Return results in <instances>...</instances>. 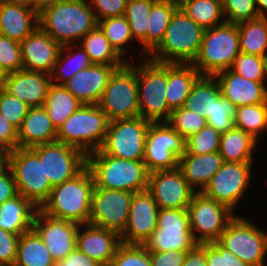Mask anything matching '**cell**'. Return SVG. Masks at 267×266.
<instances>
[{
	"label": "cell",
	"mask_w": 267,
	"mask_h": 266,
	"mask_svg": "<svg viewBox=\"0 0 267 266\" xmlns=\"http://www.w3.org/2000/svg\"><path fill=\"white\" fill-rule=\"evenodd\" d=\"M257 140L237 127L221 133L219 154L224 162L252 163V150Z\"/></svg>",
	"instance_id": "obj_31"
},
{
	"label": "cell",
	"mask_w": 267,
	"mask_h": 266,
	"mask_svg": "<svg viewBox=\"0 0 267 266\" xmlns=\"http://www.w3.org/2000/svg\"><path fill=\"white\" fill-rule=\"evenodd\" d=\"M214 80V76H200L194 83L183 107L205 118L210 116L214 101L222 95L218 81Z\"/></svg>",
	"instance_id": "obj_33"
},
{
	"label": "cell",
	"mask_w": 267,
	"mask_h": 266,
	"mask_svg": "<svg viewBox=\"0 0 267 266\" xmlns=\"http://www.w3.org/2000/svg\"><path fill=\"white\" fill-rule=\"evenodd\" d=\"M178 2L179 8L204 29L226 23V20L218 22L222 15L224 16L222 0H178Z\"/></svg>",
	"instance_id": "obj_38"
},
{
	"label": "cell",
	"mask_w": 267,
	"mask_h": 266,
	"mask_svg": "<svg viewBox=\"0 0 267 266\" xmlns=\"http://www.w3.org/2000/svg\"><path fill=\"white\" fill-rule=\"evenodd\" d=\"M69 47H70V49H69ZM67 48H68V50L72 51V53L69 52V54L65 55L64 59H62V55H63L62 53ZM72 48H73V45H71V44H70V46L69 45L62 46L61 51H60L59 56H58V59L56 60V63L54 65V69L50 75L52 81H53V78H56L57 81L58 80L60 81V83H58V85H63L66 81H68L70 78H72L74 76V74H76L80 70L88 68L89 66H91L93 64L89 58V55L86 53V51L83 48L79 52L77 51L76 53L73 52L74 49L71 50ZM65 64H67L68 67L66 66V68H65V66H64ZM54 74H56V75H54ZM54 76H56V77H54Z\"/></svg>",
	"instance_id": "obj_40"
},
{
	"label": "cell",
	"mask_w": 267,
	"mask_h": 266,
	"mask_svg": "<svg viewBox=\"0 0 267 266\" xmlns=\"http://www.w3.org/2000/svg\"><path fill=\"white\" fill-rule=\"evenodd\" d=\"M17 195H18V190L13 173L7 166L0 173V205L5 201L14 198Z\"/></svg>",
	"instance_id": "obj_55"
},
{
	"label": "cell",
	"mask_w": 267,
	"mask_h": 266,
	"mask_svg": "<svg viewBox=\"0 0 267 266\" xmlns=\"http://www.w3.org/2000/svg\"><path fill=\"white\" fill-rule=\"evenodd\" d=\"M151 122L141 116L109 122L101 150L127 160H143L146 134Z\"/></svg>",
	"instance_id": "obj_13"
},
{
	"label": "cell",
	"mask_w": 267,
	"mask_h": 266,
	"mask_svg": "<svg viewBox=\"0 0 267 266\" xmlns=\"http://www.w3.org/2000/svg\"><path fill=\"white\" fill-rule=\"evenodd\" d=\"M225 205L197 191L188 206L192 237L197 244L218 241L228 223L235 217ZM196 231L200 232L197 237Z\"/></svg>",
	"instance_id": "obj_14"
},
{
	"label": "cell",
	"mask_w": 267,
	"mask_h": 266,
	"mask_svg": "<svg viewBox=\"0 0 267 266\" xmlns=\"http://www.w3.org/2000/svg\"><path fill=\"white\" fill-rule=\"evenodd\" d=\"M79 226L83 227V225L48 216L38 209L32 228L41 237L52 258L58 261L64 259L76 248Z\"/></svg>",
	"instance_id": "obj_20"
},
{
	"label": "cell",
	"mask_w": 267,
	"mask_h": 266,
	"mask_svg": "<svg viewBox=\"0 0 267 266\" xmlns=\"http://www.w3.org/2000/svg\"><path fill=\"white\" fill-rule=\"evenodd\" d=\"M29 108L30 107L22 100L9 94L3 88L0 89V113L17 130L22 125Z\"/></svg>",
	"instance_id": "obj_48"
},
{
	"label": "cell",
	"mask_w": 267,
	"mask_h": 266,
	"mask_svg": "<svg viewBox=\"0 0 267 266\" xmlns=\"http://www.w3.org/2000/svg\"><path fill=\"white\" fill-rule=\"evenodd\" d=\"M57 130L44 106L29 108L18 129V147L32 148L56 142Z\"/></svg>",
	"instance_id": "obj_27"
},
{
	"label": "cell",
	"mask_w": 267,
	"mask_h": 266,
	"mask_svg": "<svg viewBox=\"0 0 267 266\" xmlns=\"http://www.w3.org/2000/svg\"><path fill=\"white\" fill-rule=\"evenodd\" d=\"M218 242L249 266H265L267 232L248 220L235 215Z\"/></svg>",
	"instance_id": "obj_12"
},
{
	"label": "cell",
	"mask_w": 267,
	"mask_h": 266,
	"mask_svg": "<svg viewBox=\"0 0 267 266\" xmlns=\"http://www.w3.org/2000/svg\"><path fill=\"white\" fill-rule=\"evenodd\" d=\"M182 266H207L206 243L197 244L191 251H188Z\"/></svg>",
	"instance_id": "obj_58"
},
{
	"label": "cell",
	"mask_w": 267,
	"mask_h": 266,
	"mask_svg": "<svg viewBox=\"0 0 267 266\" xmlns=\"http://www.w3.org/2000/svg\"><path fill=\"white\" fill-rule=\"evenodd\" d=\"M109 122L98 104H83L58 128L56 142L77 148L88 155L101 149Z\"/></svg>",
	"instance_id": "obj_4"
},
{
	"label": "cell",
	"mask_w": 267,
	"mask_h": 266,
	"mask_svg": "<svg viewBox=\"0 0 267 266\" xmlns=\"http://www.w3.org/2000/svg\"><path fill=\"white\" fill-rule=\"evenodd\" d=\"M86 0H49L39 11V26L61 46L83 38L98 25Z\"/></svg>",
	"instance_id": "obj_1"
},
{
	"label": "cell",
	"mask_w": 267,
	"mask_h": 266,
	"mask_svg": "<svg viewBox=\"0 0 267 266\" xmlns=\"http://www.w3.org/2000/svg\"><path fill=\"white\" fill-rule=\"evenodd\" d=\"M8 166V163H0V173Z\"/></svg>",
	"instance_id": "obj_64"
},
{
	"label": "cell",
	"mask_w": 267,
	"mask_h": 266,
	"mask_svg": "<svg viewBox=\"0 0 267 266\" xmlns=\"http://www.w3.org/2000/svg\"><path fill=\"white\" fill-rule=\"evenodd\" d=\"M205 29L178 8L164 33L162 42L152 51L151 60L159 63H193Z\"/></svg>",
	"instance_id": "obj_5"
},
{
	"label": "cell",
	"mask_w": 267,
	"mask_h": 266,
	"mask_svg": "<svg viewBox=\"0 0 267 266\" xmlns=\"http://www.w3.org/2000/svg\"><path fill=\"white\" fill-rule=\"evenodd\" d=\"M258 16L259 17H264L267 13V0H254Z\"/></svg>",
	"instance_id": "obj_60"
},
{
	"label": "cell",
	"mask_w": 267,
	"mask_h": 266,
	"mask_svg": "<svg viewBox=\"0 0 267 266\" xmlns=\"http://www.w3.org/2000/svg\"><path fill=\"white\" fill-rule=\"evenodd\" d=\"M0 143L9 151L18 147V130L0 113Z\"/></svg>",
	"instance_id": "obj_56"
},
{
	"label": "cell",
	"mask_w": 267,
	"mask_h": 266,
	"mask_svg": "<svg viewBox=\"0 0 267 266\" xmlns=\"http://www.w3.org/2000/svg\"><path fill=\"white\" fill-rule=\"evenodd\" d=\"M224 160L219 152L202 155L183 154L179 158L178 168L187 183L193 188L199 186L202 192L213 175L221 168Z\"/></svg>",
	"instance_id": "obj_28"
},
{
	"label": "cell",
	"mask_w": 267,
	"mask_h": 266,
	"mask_svg": "<svg viewBox=\"0 0 267 266\" xmlns=\"http://www.w3.org/2000/svg\"><path fill=\"white\" fill-rule=\"evenodd\" d=\"M234 127L251 134L256 140L267 129V103L237 107Z\"/></svg>",
	"instance_id": "obj_41"
},
{
	"label": "cell",
	"mask_w": 267,
	"mask_h": 266,
	"mask_svg": "<svg viewBox=\"0 0 267 266\" xmlns=\"http://www.w3.org/2000/svg\"><path fill=\"white\" fill-rule=\"evenodd\" d=\"M54 266H102L95 260L81 252L77 247L65 256L64 259L55 261Z\"/></svg>",
	"instance_id": "obj_57"
},
{
	"label": "cell",
	"mask_w": 267,
	"mask_h": 266,
	"mask_svg": "<svg viewBox=\"0 0 267 266\" xmlns=\"http://www.w3.org/2000/svg\"><path fill=\"white\" fill-rule=\"evenodd\" d=\"M8 74V72H6L2 67H0V89L4 88Z\"/></svg>",
	"instance_id": "obj_62"
},
{
	"label": "cell",
	"mask_w": 267,
	"mask_h": 266,
	"mask_svg": "<svg viewBox=\"0 0 267 266\" xmlns=\"http://www.w3.org/2000/svg\"><path fill=\"white\" fill-rule=\"evenodd\" d=\"M157 0H128L124 16L130 25L132 37L144 44L143 53L147 55L148 16Z\"/></svg>",
	"instance_id": "obj_39"
},
{
	"label": "cell",
	"mask_w": 267,
	"mask_h": 266,
	"mask_svg": "<svg viewBox=\"0 0 267 266\" xmlns=\"http://www.w3.org/2000/svg\"><path fill=\"white\" fill-rule=\"evenodd\" d=\"M239 53L238 26L226 22L205 29L199 53L192 64L201 76H215L231 69Z\"/></svg>",
	"instance_id": "obj_6"
},
{
	"label": "cell",
	"mask_w": 267,
	"mask_h": 266,
	"mask_svg": "<svg viewBox=\"0 0 267 266\" xmlns=\"http://www.w3.org/2000/svg\"><path fill=\"white\" fill-rule=\"evenodd\" d=\"M217 78L222 95L236 107L267 103V88L264 81H252L231 69L219 72Z\"/></svg>",
	"instance_id": "obj_25"
},
{
	"label": "cell",
	"mask_w": 267,
	"mask_h": 266,
	"mask_svg": "<svg viewBox=\"0 0 267 266\" xmlns=\"http://www.w3.org/2000/svg\"><path fill=\"white\" fill-rule=\"evenodd\" d=\"M51 84L50 75L21 69L8 74L3 89L32 108L44 105Z\"/></svg>",
	"instance_id": "obj_23"
},
{
	"label": "cell",
	"mask_w": 267,
	"mask_h": 266,
	"mask_svg": "<svg viewBox=\"0 0 267 266\" xmlns=\"http://www.w3.org/2000/svg\"><path fill=\"white\" fill-rule=\"evenodd\" d=\"M97 188L132 193L147 190L149 172L143 160H127L105 154L101 149L86 156Z\"/></svg>",
	"instance_id": "obj_3"
},
{
	"label": "cell",
	"mask_w": 267,
	"mask_h": 266,
	"mask_svg": "<svg viewBox=\"0 0 267 266\" xmlns=\"http://www.w3.org/2000/svg\"><path fill=\"white\" fill-rule=\"evenodd\" d=\"M264 79L267 76V53L262 57Z\"/></svg>",
	"instance_id": "obj_63"
},
{
	"label": "cell",
	"mask_w": 267,
	"mask_h": 266,
	"mask_svg": "<svg viewBox=\"0 0 267 266\" xmlns=\"http://www.w3.org/2000/svg\"><path fill=\"white\" fill-rule=\"evenodd\" d=\"M23 69L51 75L62 46L38 26L22 42Z\"/></svg>",
	"instance_id": "obj_21"
},
{
	"label": "cell",
	"mask_w": 267,
	"mask_h": 266,
	"mask_svg": "<svg viewBox=\"0 0 267 266\" xmlns=\"http://www.w3.org/2000/svg\"><path fill=\"white\" fill-rule=\"evenodd\" d=\"M82 105L83 103L74 97L64 85H58L52 81L43 106L53 126L58 130L62 123Z\"/></svg>",
	"instance_id": "obj_34"
},
{
	"label": "cell",
	"mask_w": 267,
	"mask_h": 266,
	"mask_svg": "<svg viewBox=\"0 0 267 266\" xmlns=\"http://www.w3.org/2000/svg\"><path fill=\"white\" fill-rule=\"evenodd\" d=\"M179 8L178 0H157L148 16L147 28V53L152 51L162 42L164 33L171 22L175 11Z\"/></svg>",
	"instance_id": "obj_35"
},
{
	"label": "cell",
	"mask_w": 267,
	"mask_h": 266,
	"mask_svg": "<svg viewBox=\"0 0 267 266\" xmlns=\"http://www.w3.org/2000/svg\"><path fill=\"white\" fill-rule=\"evenodd\" d=\"M81 47L89 55L93 64L98 65H125L127 60L121 59V55L110 44L103 31L97 25L83 38Z\"/></svg>",
	"instance_id": "obj_36"
},
{
	"label": "cell",
	"mask_w": 267,
	"mask_h": 266,
	"mask_svg": "<svg viewBox=\"0 0 267 266\" xmlns=\"http://www.w3.org/2000/svg\"><path fill=\"white\" fill-rule=\"evenodd\" d=\"M9 150L0 143V163H8Z\"/></svg>",
	"instance_id": "obj_61"
},
{
	"label": "cell",
	"mask_w": 267,
	"mask_h": 266,
	"mask_svg": "<svg viewBox=\"0 0 267 266\" xmlns=\"http://www.w3.org/2000/svg\"><path fill=\"white\" fill-rule=\"evenodd\" d=\"M55 260L41 237L32 228L20 235L14 266H54Z\"/></svg>",
	"instance_id": "obj_32"
},
{
	"label": "cell",
	"mask_w": 267,
	"mask_h": 266,
	"mask_svg": "<svg viewBox=\"0 0 267 266\" xmlns=\"http://www.w3.org/2000/svg\"><path fill=\"white\" fill-rule=\"evenodd\" d=\"M133 194L129 191L94 187L89 224L121 235L128 222Z\"/></svg>",
	"instance_id": "obj_15"
},
{
	"label": "cell",
	"mask_w": 267,
	"mask_h": 266,
	"mask_svg": "<svg viewBox=\"0 0 267 266\" xmlns=\"http://www.w3.org/2000/svg\"><path fill=\"white\" fill-rule=\"evenodd\" d=\"M240 52L263 57L267 53V15L237 24Z\"/></svg>",
	"instance_id": "obj_37"
},
{
	"label": "cell",
	"mask_w": 267,
	"mask_h": 266,
	"mask_svg": "<svg viewBox=\"0 0 267 266\" xmlns=\"http://www.w3.org/2000/svg\"><path fill=\"white\" fill-rule=\"evenodd\" d=\"M0 67L8 73L23 69L21 43L1 34Z\"/></svg>",
	"instance_id": "obj_47"
},
{
	"label": "cell",
	"mask_w": 267,
	"mask_h": 266,
	"mask_svg": "<svg viewBox=\"0 0 267 266\" xmlns=\"http://www.w3.org/2000/svg\"><path fill=\"white\" fill-rule=\"evenodd\" d=\"M237 107L223 95L214 101V107L210 116L206 118L207 124L216 129L219 133H224L234 127Z\"/></svg>",
	"instance_id": "obj_45"
},
{
	"label": "cell",
	"mask_w": 267,
	"mask_h": 266,
	"mask_svg": "<svg viewBox=\"0 0 267 266\" xmlns=\"http://www.w3.org/2000/svg\"><path fill=\"white\" fill-rule=\"evenodd\" d=\"M224 14L228 15L226 22L239 24L258 18L254 0H222Z\"/></svg>",
	"instance_id": "obj_49"
},
{
	"label": "cell",
	"mask_w": 267,
	"mask_h": 266,
	"mask_svg": "<svg viewBox=\"0 0 267 266\" xmlns=\"http://www.w3.org/2000/svg\"><path fill=\"white\" fill-rule=\"evenodd\" d=\"M8 167L13 173L18 194L40 209L49 198L53 186L45 176L39 156L31 148L17 147L9 151Z\"/></svg>",
	"instance_id": "obj_8"
},
{
	"label": "cell",
	"mask_w": 267,
	"mask_h": 266,
	"mask_svg": "<svg viewBox=\"0 0 267 266\" xmlns=\"http://www.w3.org/2000/svg\"><path fill=\"white\" fill-rule=\"evenodd\" d=\"M149 60L137 68L140 116L150 122H166L171 112L165 97L167 63Z\"/></svg>",
	"instance_id": "obj_9"
},
{
	"label": "cell",
	"mask_w": 267,
	"mask_h": 266,
	"mask_svg": "<svg viewBox=\"0 0 267 266\" xmlns=\"http://www.w3.org/2000/svg\"><path fill=\"white\" fill-rule=\"evenodd\" d=\"M159 207L148 190L133 194L129 218L120 235L124 244L143 245L157 228Z\"/></svg>",
	"instance_id": "obj_19"
},
{
	"label": "cell",
	"mask_w": 267,
	"mask_h": 266,
	"mask_svg": "<svg viewBox=\"0 0 267 266\" xmlns=\"http://www.w3.org/2000/svg\"><path fill=\"white\" fill-rule=\"evenodd\" d=\"M221 133L206 124L199 132L185 139V153L202 155L219 151Z\"/></svg>",
	"instance_id": "obj_43"
},
{
	"label": "cell",
	"mask_w": 267,
	"mask_h": 266,
	"mask_svg": "<svg viewBox=\"0 0 267 266\" xmlns=\"http://www.w3.org/2000/svg\"><path fill=\"white\" fill-rule=\"evenodd\" d=\"M38 26L39 12L37 10L6 0H0L1 35L21 43Z\"/></svg>",
	"instance_id": "obj_26"
},
{
	"label": "cell",
	"mask_w": 267,
	"mask_h": 266,
	"mask_svg": "<svg viewBox=\"0 0 267 266\" xmlns=\"http://www.w3.org/2000/svg\"><path fill=\"white\" fill-rule=\"evenodd\" d=\"M81 233L77 230L76 247L102 266H109L118 247L122 244L121 236L114 231L107 230L89 223Z\"/></svg>",
	"instance_id": "obj_24"
},
{
	"label": "cell",
	"mask_w": 267,
	"mask_h": 266,
	"mask_svg": "<svg viewBox=\"0 0 267 266\" xmlns=\"http://www.w3.org/2000/svg\"><path fill=\"white\" fill-rule=\"evenodd\" d=\"M19 237L20 235L0 228V264L3 266H14Z\"/></svg>",
	"instance_id": "obj_52"
},
{
	"label": "cell",
	"mask_w": 267,
	"mask_h": 266,
	"mask_svg": "<svg viewBox=\"0 0 267 266\" xmlns=\"http://www.w3.org/2000/svg\"><path fill=\"white\" fill-rule=\"evenodd\" d=\"M6 1L31 7L37 10L38 12L40 11L41 6L43 5V2L41 0H6Z\"/></svg>",
	"instance_id": "obj_59"
},
{
	"label": "cell",
	"mask_w": 267,
	"mask_h": 266,
	"mask_svg": "<svg viewBox=\"0 0 267 266\" xmlns=\"http://www.w3.org/2000/svg\"><path fill=\"white\" fill-rule=\"evenodd\" d=\"M126 63L111 75L98 103L109 121L140 116L137 85V66Z\"/></svg>",
	"instance_id": "obj_7"
},
{
	"label": "cell",
	"mask_w": 267,
	"mask_h": 266,
	"mask_svg": "<svg viewBox=\"0 0 267 266\" xmlns=\"http://www.w3.org/2000/svg\"><path fill=\"white\" fill-rule=\"evenodd\" d=\"M185 153V139L167 122H151L145 141L143 162L149 173L178 168Z\"/></svg>",
	"instance_id": "obj_10"
},
{
	"label": "cell",
	"mask_w": 267,
	"mask_h": 266,
	"mask_svg": "<svg viewBox=\"0 0 267 266\" xmlns=\"http://www.w3.org/2000/svg\"><path fill=\"white\" fill-rule=\"evenodd\" d=\"M252 163L224 162L202 193L231 211L248 188Z\"/></svg>",
	"instance_id": "obj_17"
},
{
	"label": "cell",
	"mask_w": 267,
	"mask_h": 266,
	"mask_svg": "<svg viewBox=\"0 0 267 266\" xmlns=\"http://www.w3.org/2000/svg\"><path fill=\"white\" fill-rule=\"evenodd\" d=\"M31 149L39 156L45 176L53 187L74 178L86 167L87 155L60 142L41 144Z\"/></svg>",
	"instance_id": "obj_16"
},
{
	"label": "cell",
	"mask_w": 267,
	"mask_h": 266,
	"mask_svg": "<svg viewBox=\"0 0 267 266\" xmlns=\"http://www.w3.org/2000/svg\"><path fill=\"white\" fill-rule=\"evenodd\" d=\"M166 122L184 139L199 132L207 124L205 117L184 107L172 110Z\"/></svg>",
	"instance_id": "obj_44"
},
{
	"label": "cell",
	"mask_w": 267,
	"mask_h": 266,
	"mask_svg": "<svg viewBox=\"0 0 267 266\" xmlns=\"http://www.w3.org/2000/svg\"><path fill=\"white\" fill-rule=\"evenodd\" d=\"M98 26L103 31L110 44L122 56L123 45L133 39L130 25L126 17H109L98 21Z\"/></svg>",
	"instance_id": "obj_42"
},
{
	"label": "cell",
	"mask_w": 267,
	"mask_h": 266,
	"mask_svg": "<svg viewBox=\"0 0 267 266\" xmlns=\"http://www.w3.org/2000/svg\"><path fill=\"white\" fill-rule=\"evenodd\" d=\"M94 180L87 167L74 178L52 188L40 210L48 216L73 222L89 223Z\"/></svg>",
	"instance_id": "obj_2"
},
{
	"label": "cell",
	"mask_w": 267,
	"mask_h": 266,
	"mask_svg": "<svg viewBox=\"0 0 267 266\" xmlns=\"http://www.w3.org/2000/svg\"><path fill=\"white\" fill-rule=\"evenodd\" d=\"M128 0H91L90 6H96L95 17L97 21L109 18L123 16L126 11Z\"/></svg>",
	"instance_id": "obj_53"
},
{
	"label": "cell",
	"mask_w": 267,
	"mask_h": 266,
	"mask_svg": "<svg viewBox=\"0 0 267 266\" xmlns=\"http://www.w3.org/2000/svg\"><path fill=\"white\" fill-rule=\"evenodd\" d=\"M196 245L191 233L188 209H159L157 228L143 244L149 252H188Z\"/></svg>",
	"instance_id": "obj_11"
},
{
	"label": "cell",
	"mask_w": 267,
	"mask_h": 266,
	"mask_svg": "<svg viewBox=\"0 0 267 266\" xmlns=\"http://www.w3.org/2000/svg\"><path fill=\"white\" fill-rule=\"evenodd\" d=\"M236 74L252 81H264L262 57L240 52L231 67Z\"/></svg>",
	"instance_id": "obj_50"
},
{
	"label": "cell",
	"mask_w": 267,
	"mask_h": 266,
	"mask_svg": "<svg viewBox=\"0 0 267 266\" xmlns=\"http://www.w3.org/2000/svg\"><path fill=\"white\" fill-rule=\"evenodd\" d=\"M200 76L192 63H167L165 97L171 111L184 106L194 83Z\"/></svg>",
	"instance_id": "obj_29"
},
{
	"label": "cell",
	"mask_w": 267,
	"mask_h": 266,
	"mask_svg": "<svg viewBox=\"0 0 267 266\" xmlns=\"http://www.w3.org/2000/svg\"><path fill=\"white\" fill-rule=\"evenodd\" d=\"M122 66L92 64L74 74L63 85L83 104H98L111 75Z\"/></svg>",
	"instance_id": "obj_22"
},
{
	"label": "cell",
	"mask_w": 267,
	"mask_h": 266,
	"mask_svg": "<svg viewBox=\"0 0 267 266\" xmlns=\"http://www.w3.org/2000/svg\"><path fill=\"white\" fill-rule=\"evenodd\" d=\"M207 266H249L218 241L206 243Z\"/></svg>",
	"instance_id": "obj_51"
},
{
	"label": "cell",
	"mask_w": 267,
	"mask_h": 266,
	"mask_svg": "<svg viewBox=\"0 0 267 266\" xmlns=\"http://www.w3.org/2000/svg\"><path fill=\"white\" fill-rule=\"evenodd\" d=\"M152 266H182L187 251L149 252Z\"/></svg>",
	"instance_id": "obj_54"
},
{
	"label": "cell",
	"mask_w": 267,
	"mask_h": 266,
	"mask_svg": "<svg viewBox=\"0 0 267 266\" xmlns=\"http://www.w3.org/2000/svg\"><path fill=\"white\" fill-rule=\"evenodd\" d=\"M38 208L18 194L0 205V228L21 235L32 229Z\"/></svg>",
	"instance_id": "obj_30"
},
{
	"label": "cell",
	"mask_w": 267,
	"mask_h": 266,
	"mask_svg": "<svg viewBox=\"0 0 267 266\" xmlns=\"http://www.w3.org/2000/svg\"><path fill=\"white\" fill-rule=\"evenodd\" d=\"M109 266H152L150 253L138 244L122 243Z\"/></svg>",
	"instance_id": "obj_46"
},
{
	"label": "cell",
	"mask_w": 267,
	"mask_h": 266,
	"mask_svg": "<svg viewBox=\"0 0 267 266\" xmlns=\"http://www.w3.org/2000/svg\"><path fill=\"white\" fill-rule=\"evenodd\" d=\"M147 190L160 209H188L196 193L179 168L149 173Z\"/></svg>",
	"instance_id": "obj_18"
}]
</instances>
